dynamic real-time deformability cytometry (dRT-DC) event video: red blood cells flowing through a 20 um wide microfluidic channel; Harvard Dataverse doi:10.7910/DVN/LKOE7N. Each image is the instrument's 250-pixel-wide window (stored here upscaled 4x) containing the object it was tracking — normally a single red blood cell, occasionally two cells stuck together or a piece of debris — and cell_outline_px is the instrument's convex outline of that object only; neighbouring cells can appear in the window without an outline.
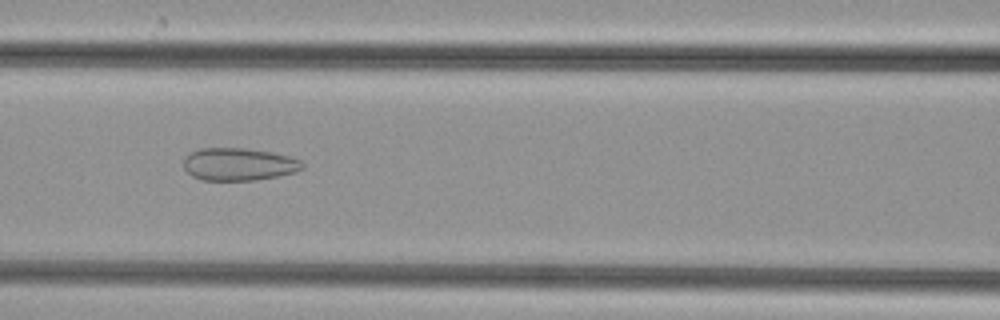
{"species": "common noctule bat (a hibernating species)", "species_latin": "Nyctalus noctula", "temperature_condition": "cold", "stored_images_in_passage": 36, "camera_frame_rate_fps": 3000, "um_per_image_px": 0.085, "animal": {"sex": "female", "body_mass_g": 29.2, "forearm_length_mm": 56.3}, "frame": {"image": 1, "passage_image": 9, "time_ms": 2.667, "image_size_px": [1000, 320], "cell_outline_px": [[304, 168], [296, 172], [256, 180], [204, 180], [192, 176], [184, 168], [184, 160], [192, 152], [200, 148], [244, 148], [272, 152], [288, 156], [300, 160], [304, 164]], "centroid_in_image_um": [20.32, 13.96], "position_along_channel_um": 146.3, "area_um2": 22.43}}
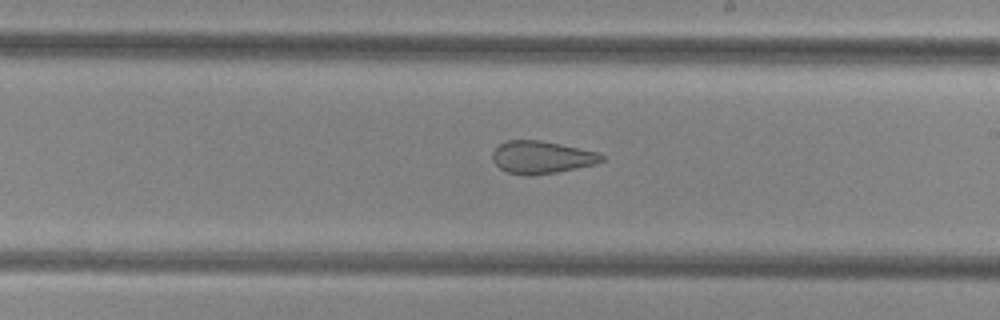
{"frame": {"image": 2, "passage_image": 16, "time_ms": 5.0, "image_size_px": [1000, 320], "cell_outline_px": [[604, 160], [596, 164], [556, 172], [532, 176], [524, 176], [508, 172], [500, 168], [492, 160], [492, 152], [500, 144], [508, 140], [540, 140], [600, 152], [604, 156]], "centroid_in_image_um": [46.05, 13.37], "position_along_channel_um": 243.0, "area_um2": 20.81}}
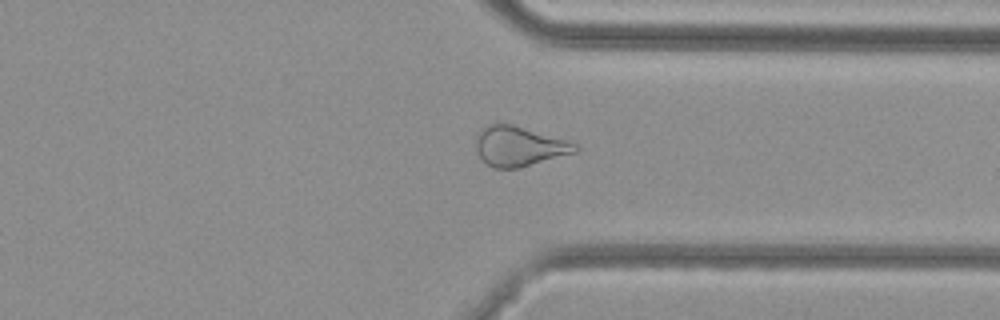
{"frame": {"image": 3, "passage_image": 25, "time_ms": 8.0, "image_size_px": [1000, 320], "cell_outline_px": [[580, 148], [576, 152], [520, 168], [492, 168], [476, 152], [476, 136], [480, 128], [492, 124], [512, 124], [580, 144]], "centroid_in_image_um": [44.13, 12.44], "position_along_channel_um": 367.3, "area_um2": 23.06}}